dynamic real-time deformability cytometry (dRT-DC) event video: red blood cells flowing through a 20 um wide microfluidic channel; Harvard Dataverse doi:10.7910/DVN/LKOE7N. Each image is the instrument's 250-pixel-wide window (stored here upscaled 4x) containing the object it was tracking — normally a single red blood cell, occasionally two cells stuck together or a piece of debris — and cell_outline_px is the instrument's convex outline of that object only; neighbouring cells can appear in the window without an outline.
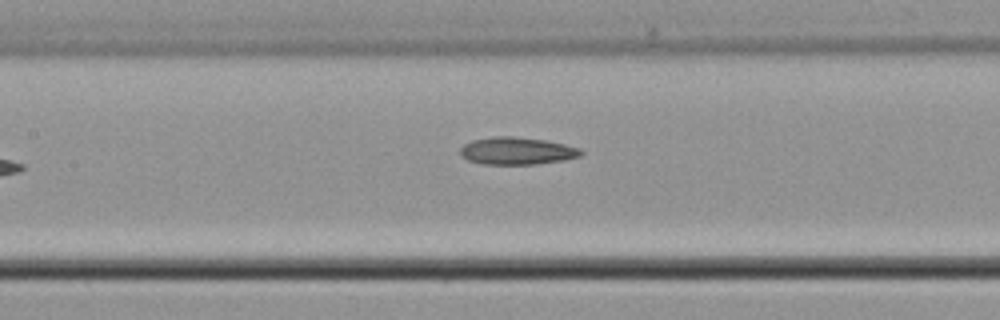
{"species": "common noctule bat (a hibernating species)", "species_latin": "Nyctalus noctula", "temperature_condition": "cold", "stored_images_in_passage": 5, "camera_frame_rate_fps": 3000, "um_per_image_px": 0.085, "animal": {"sex": "male", "body_mass_g": 21.5, "forearm_length_mm": 52.0}, "frame": {"image": 1, "passage_image": 4, "time_ms": 3.667, "image_size_px": [1000, 320], "cell_outline_px": [[584, 152], [580, 156], [564, 160], [536, 164], [484, 164], [468, 160], [460, 156], [460, 148], [464, 144], [472, 140], [492, 136], [512, 136], [548, 140], [580, 148]], "centroid_in_image_um": [43.93, 12.82], "position_along_channel_um": 163.5, "area_um2": 19.42}}
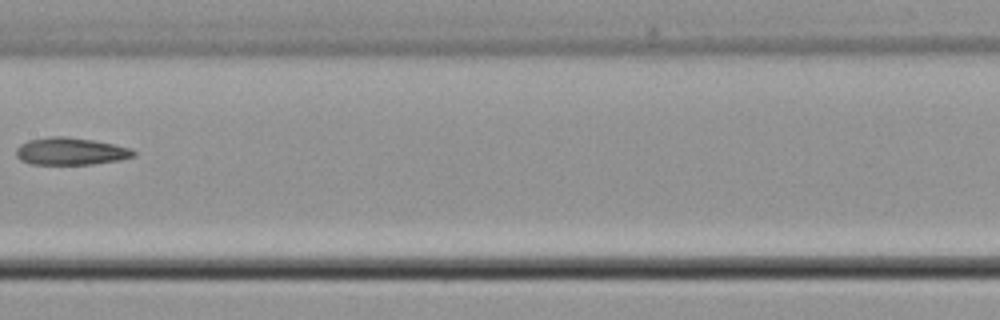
{"frame": {"image": 2, "passage_image": 5, "time_ms": 4.667, "image_size_px": [1000, 320], "cell_outline_px": [[136, 156], [120, 160], [92, 164], [28, 164], [20, 160], [16, 156], [16, 148], [20, 144], [28, 140], [48, 136], [64, 136], [92, 140], [132, 148], [136, 152]], "centroid_in_image_um": [5.99, 12.86], "position_along_channel_um": 201.4, "area_um2": 18.84}}